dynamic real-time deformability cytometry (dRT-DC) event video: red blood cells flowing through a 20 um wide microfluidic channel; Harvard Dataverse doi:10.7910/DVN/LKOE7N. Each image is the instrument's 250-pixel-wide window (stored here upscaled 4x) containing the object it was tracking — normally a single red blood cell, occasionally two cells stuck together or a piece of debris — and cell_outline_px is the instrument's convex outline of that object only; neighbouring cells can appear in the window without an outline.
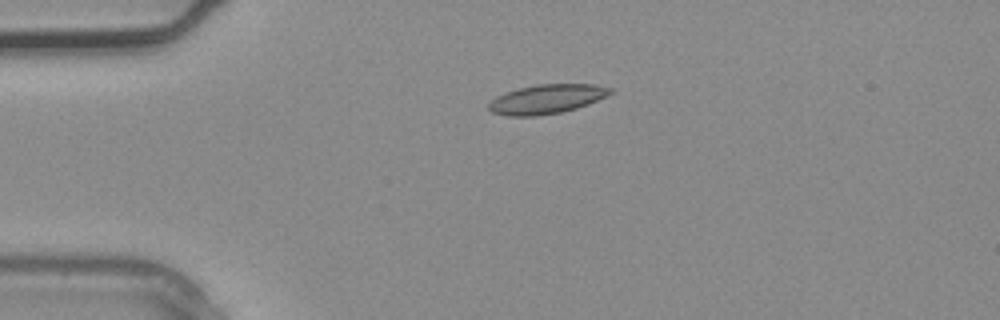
{"species": "common noctule bat (a hibernating species)", "species_latin": "Nyctalus noctula", "temperature_condition": "warm", "stored_images_in_passage": 2, "camera_frame_rate_fps": 3000, "um_per_image_px": 0.085, "animal": {"sex": "male", "body_mass_g": 20.4}, "frame": {"image": 1, "passage_image": 2, "time_ms": 0.333, "image_size_px": [1000, 320], "cell_outline_px": [[612, 92], [588, 104], [576, 108], [560, 112], [536, 116], [508, 116], [492, 112], [488, 108], [488, 104], [496, 96], [520, 88], [536, 84], [592, 84], [612, 88]], "centroid_in_image_um": [46.44, 8.42], "position_along_channel_um": 38.6, "area_um2": 20.4}}